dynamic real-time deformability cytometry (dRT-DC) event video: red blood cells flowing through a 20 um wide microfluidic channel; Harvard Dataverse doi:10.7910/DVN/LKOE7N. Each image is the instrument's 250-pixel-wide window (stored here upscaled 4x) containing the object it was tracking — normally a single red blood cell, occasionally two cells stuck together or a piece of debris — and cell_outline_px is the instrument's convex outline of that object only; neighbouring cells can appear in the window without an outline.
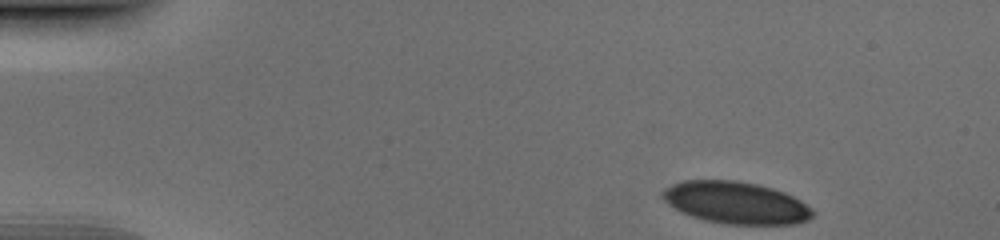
{"species": "human", "species_latin": "Homo sapiens", "temperature_condition": "cold", "stored_images_in_passage": 46, "camera_frame_rate_fps": 3000, "um_per_image_px": 0.085, "donor": {"sex": "male"}, "frame": {"image": 1, "passage_image": 1, "time_ms": 0.0, "image_size_px": [1000, 240], "cell_outline_px": [[816, 212], [808, 220], [796, 224], [728, 224], [704, 220], [680, 212], [668, 204], [660, 196], [660, 192], [664, 188], [672, 184], [684, 180], [736, 180], [756, 184], [772, 188], [784, 192], [800, 200], [812, 208]], "centroid_in_image_um": [62.53, 17.23], "position_along_channel_um": 22.5, "area_um2": 36.99}}
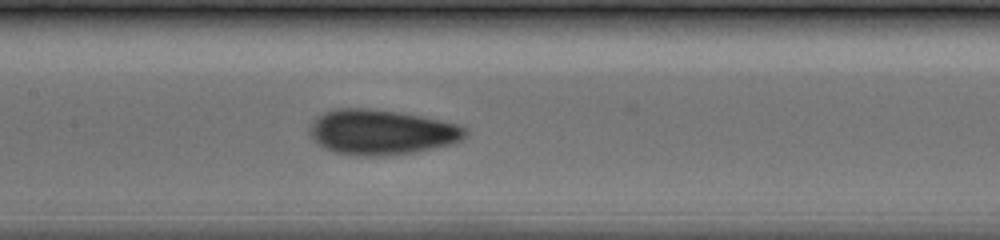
{"frame": {"image": 2, "passage_image": 20, "time_ms": 6.333, "image_size_px": [1000, 240], "cell_outline_px": [[468, 136], [464, 140], [452, 144], [412, 152], [380, 156], [356, 156], [332, 152], [324, 148], [308, 132], [308, 128], [312, 120], [316, 116], [324, 112], [336, 108], [368, 108], [400, 112], [460, 124], [468, 128]], "centroid_in_image_um": [32.44, 11.22], "position_along_channel_um": 175.0, "area_um2": 41.33}}
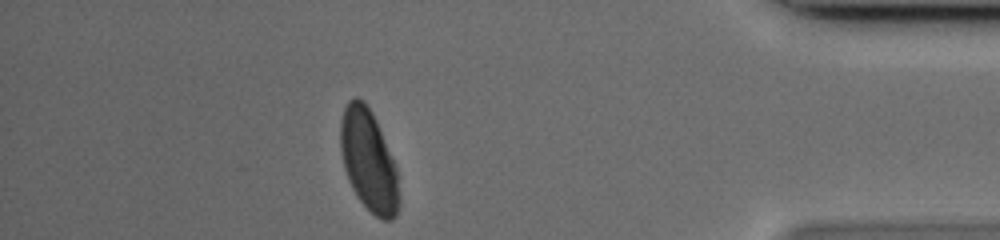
{"frame": {"image": 3, "passage_image": 40, "time_ms": 13.0, "image_size_px": [1000, 240], "cell_outline_px": [[400, 204], [396, 216], [392, 220], [380, 220], [360, 200], [352, 188], [348, 180], [344, 168], [340, 148], [340, 120], [344, 108], [348, 100], [352, 96], [356, 96], [364, 100], [372, 112], [376, 120], [396, 168], [400, 192]], "centroid_in_image_um": [31.33, 13.64], "position_along_channel_um": 403.9, "area_um2": 34.85}}